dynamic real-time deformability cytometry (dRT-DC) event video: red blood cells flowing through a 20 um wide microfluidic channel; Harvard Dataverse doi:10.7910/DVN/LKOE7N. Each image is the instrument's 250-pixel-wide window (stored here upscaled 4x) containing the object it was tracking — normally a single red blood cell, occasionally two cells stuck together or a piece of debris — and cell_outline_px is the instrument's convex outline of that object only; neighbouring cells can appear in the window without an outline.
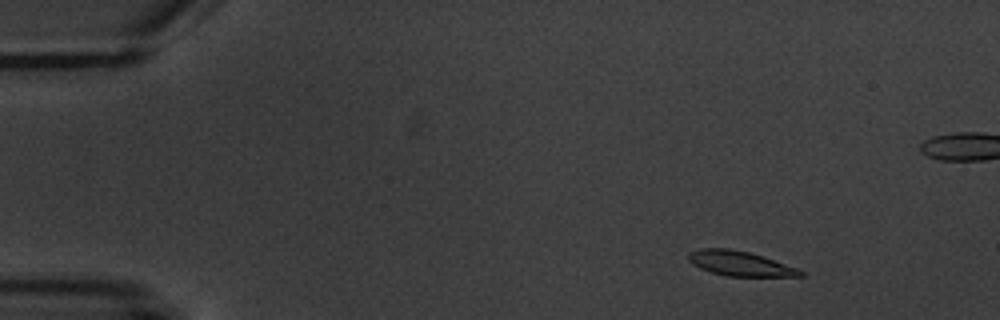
{"species": "common noctule bat (a hibernating species)", "species_latin": "Nyctalus noctula", "temperature_condition": "warm", "stored_images_in_passage": 6, "camera_frame_rate_fps": 3000, "um_per_image_px": 0.085, "animal": {"sex": "male", "body_mass_g": 20.1, "forearm_length_mm": 53.5}, "frame": {"image": 1, "passage_image": 2, "time_ms": 1.0, "image_size_px": [1000, 320], "cell_outline_px": [[804, 276], [724, 276], [700, 268], [692, 264], [688, 260], [688, 252], [700, 248], [728, 248], [748, 252], [796, 268], [804, 272]], "centroid_in_image_um": [62.82, 22.4], "position_along_channel_um": 22.2, "area_um2": 15.9}}
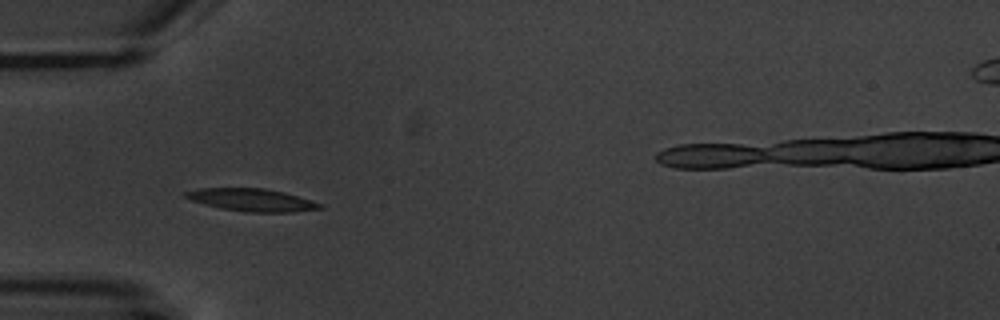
{"frame": {"image": 2, "passage_image": 5, "time_ms": 4.667, "image_size_px": [1000, 320], "cell_outline_px": [[324, 208], [292, 212], [244, 212], [220, 208], [204, 204], [192, 200], [184, 196], [184, 192], [200, 188], [264, 188], [284, 192], [324, 204]], "centroid_in_image_um": [21.43, 17.0], "position_along_channel_um": 63.6, "area_um2": 17.69}}